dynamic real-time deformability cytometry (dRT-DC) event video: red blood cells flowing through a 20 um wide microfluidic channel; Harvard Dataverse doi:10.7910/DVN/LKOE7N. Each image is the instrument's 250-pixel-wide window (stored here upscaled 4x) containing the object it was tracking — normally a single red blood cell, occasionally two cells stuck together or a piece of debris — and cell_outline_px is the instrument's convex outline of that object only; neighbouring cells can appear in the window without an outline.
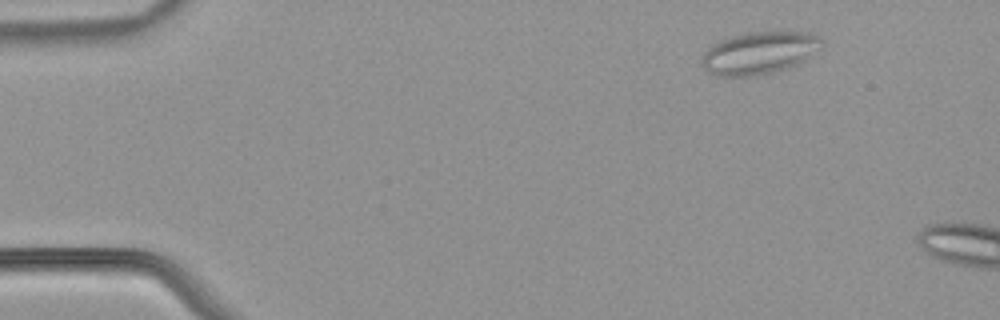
{"species": "common noctule bat (a hibernating species)", "species_latin": "Nyctalus noctula", "temperature_condition": "warm", "stored_images_in_passage": 15, "camera_frame_rate_fps": 3000, "um_per_image_px": 0.085, "animal": {"sex": "male", "body_mass_g": 21.5, "forearm_length_mm": 52.0}, "frame": {"image": 1, "passage_image": 5, "time_ms": 1.333, "image_size_px": [1000, 320], "cell_outline_px": [[824, 40], [820, 48], [804, 60], [788, 68], [772, 72], [752, 76], [720, 76], [708, 72], [704, 68], [700, 60], [700, 56], [712, 44], [728, 36], [748, 32], [808, 32], [820, 36]], "centroid_in_image_um": [64.51, 4.48], "position_along_channel_um": 20.5, "area_um2": 29.77}}